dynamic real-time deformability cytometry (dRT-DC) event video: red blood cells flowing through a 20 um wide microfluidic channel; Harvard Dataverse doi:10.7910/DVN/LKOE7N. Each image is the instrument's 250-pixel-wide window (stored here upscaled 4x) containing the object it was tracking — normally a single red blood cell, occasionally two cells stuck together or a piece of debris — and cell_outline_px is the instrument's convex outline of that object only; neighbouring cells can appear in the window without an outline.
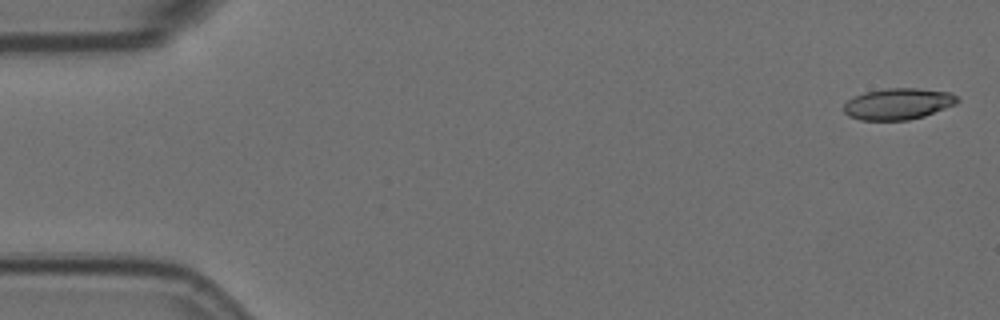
{"species": "Egyptian fruit bat (a non-hibernating species)", "species_latin": "Rousettus aegyptiacus", "temperature_condition": "room temperature", "stored_images_in_passage": 9, "camera_frame_rate_fps": 3000, "um_per_image_px": 0.085, "animal": {"sex": "female"}, "frame": {"image": 1, "passage_image": 1, "time_ms": 0.0, "image_size_px": [1000, 320], "cell_outline_px": [[960, 100], [956, 104], [924, 116], [908, 120], [860, 120], [848, 116], [844, 112], [844, 104], [852, 96], [864, 92], [884, 88], [916, 88], [952, 92]], "centroid_in_image_um": [76.33, 8.82], "position_along_channel_um": 8.7, "area_um2": 20.92}}
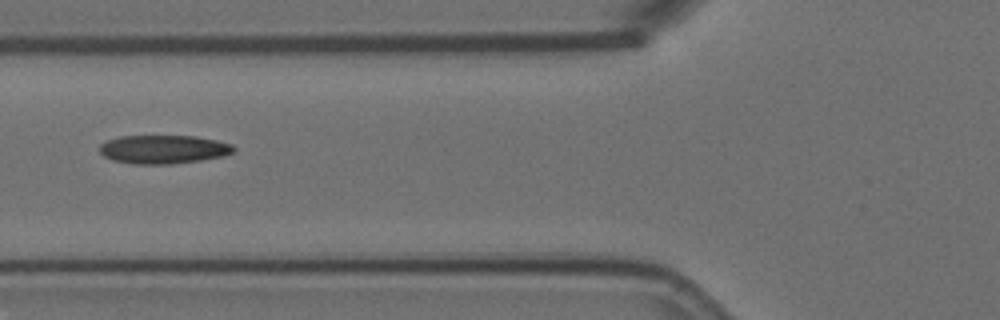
{"frame": {"image": 2, "passage_image": 6, "time_ms": 1.667, "image_size_px": [1000, 320], "cell_outline_px": [[236, 152], [224, 156], [200, 160], [172, 164], [132, 164], [112, 160], [104, 156], [100, 152], [100, 144], [108, 140], [120, 136], [196, 136], [216, 140], [232, 144], [236, 148]], "centroid_in_image_um": [13.92, 12.7], "position_along_channel_um": 111.9, "area_um2": 22.48}}
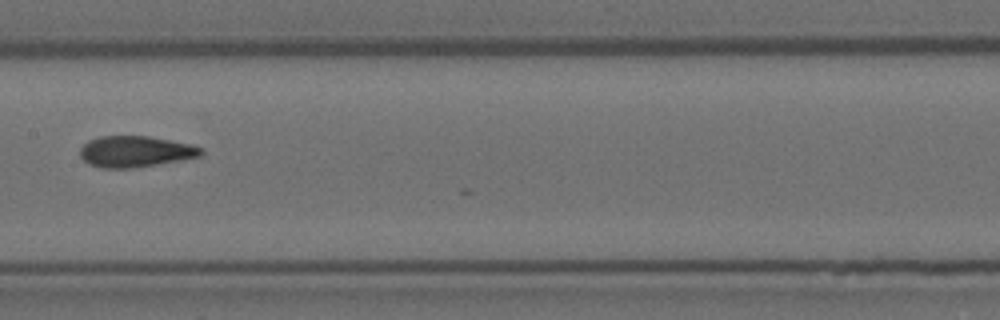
{"frame": {"image": 3, "passage_image": 8, "time_ms": 2.333, "image_size_px": [1000, 320], "cell_outline_px": [[204, 152], [200, 156], [156, 164], [132, 168], [100, 168], [88, 164], [80, 156], [80, 148], [88, 140], [100, 136], [148, 136], [192, 144], [204, 148]], "centroid_in_image_um": [11.49, 12.87], "position_along_channel_um": 195.9, "area_um2": 21.96}}